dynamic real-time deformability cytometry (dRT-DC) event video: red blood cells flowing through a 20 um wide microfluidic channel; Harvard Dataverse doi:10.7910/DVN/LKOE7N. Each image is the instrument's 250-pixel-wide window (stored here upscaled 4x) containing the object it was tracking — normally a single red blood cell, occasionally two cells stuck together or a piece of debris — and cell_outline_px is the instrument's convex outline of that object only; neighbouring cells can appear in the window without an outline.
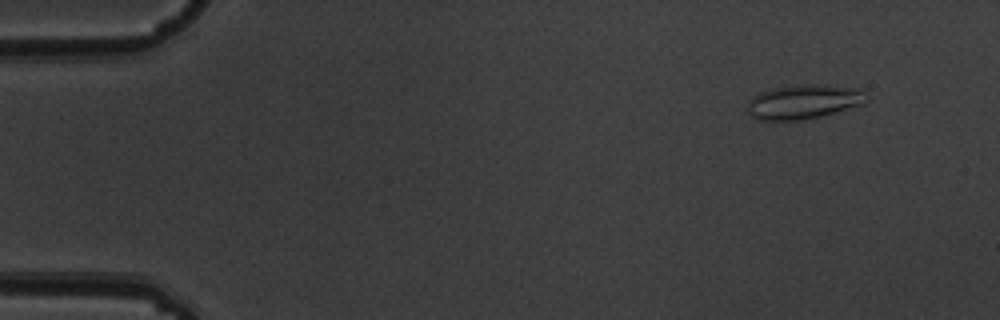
{"species": "common noctule bat (a hibernating species)", "species_latin": "Nyctalus noctula", "temperature_condition": "warm", "stored_images_in_passage": 5, "camera_frame_rate_fps": 3000, "um_per_image_px": 0.085, "animal": {"sex": "male", "body_mass_g": 19.5, "forearm_length_mm": 54.6}, "frame": {"image": 1, "passage_image": 2, "time_ms": 0.333, "image_size_px": [1000, 320], "cell_outline_px": [[868, 100], [864, 104], [820, 116], [804, 120], [760, 120], [752, 116], [748, 112], [748, 100], [760, 92], [772, 88], [804, 84], [816, 84], [864, 88], [868, 92]], "centroid_in_image_um": [68.38, 8.63], "position_along_channel_um": 16.6, "area_um2": 24.1}}
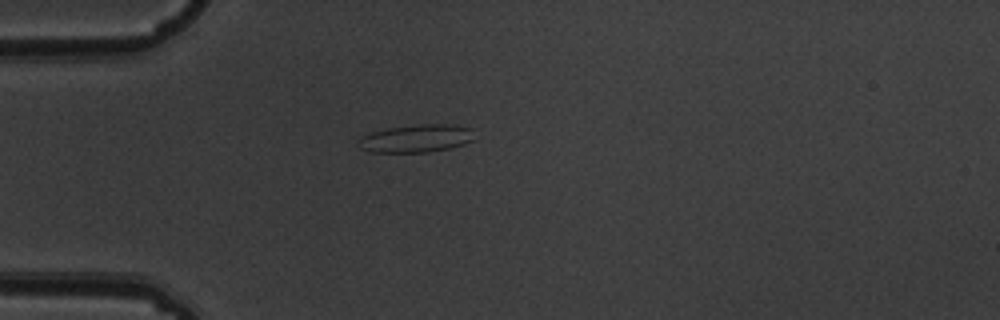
{"frame": {"image": 2, "passage_image": 5, "time_ms": 1.333, "image_size_px": [1000, 320], "cell_outline_px": [[476, 140], [464, 144], [448, 148], [428, 152], [368, 152], [360, 148], [356, 144], [360, 136], [372, 132], [388, 128], [420, 124], [452, 124], [472, 128]], "centroid_in_image_um": [35.39, 11.76], "position_along_channel_um": 49.6, "area_um2": 19.07}}